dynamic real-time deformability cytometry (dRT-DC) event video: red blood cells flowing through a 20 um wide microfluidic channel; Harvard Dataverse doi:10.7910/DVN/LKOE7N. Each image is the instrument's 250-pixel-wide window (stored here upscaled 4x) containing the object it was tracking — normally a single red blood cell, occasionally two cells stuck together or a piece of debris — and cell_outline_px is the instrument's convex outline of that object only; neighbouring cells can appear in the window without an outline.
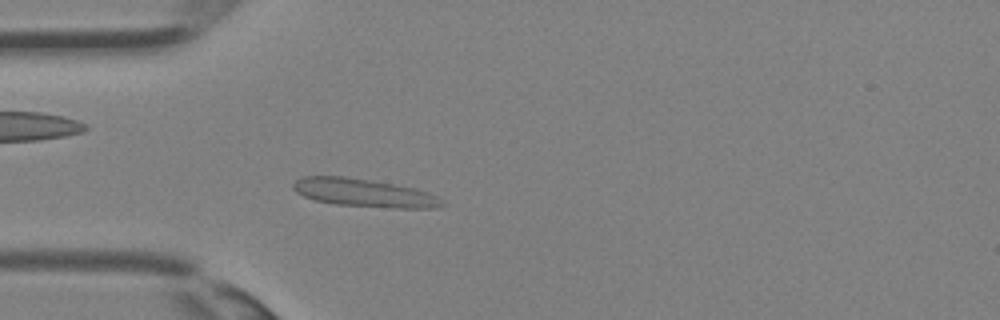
{"species": "Egyptian fruit bat (a non-hibernating species)", "species_latin": "Rousettus aegyptiacus", "temperature_condition": "room temperature", "stored_images_in_passage": 34, "camera_frame_rate_fps": 3000, "um_per_image_px": 0.085, "animal": {"sex": "female"}, "frame": {"image": 1, "passage_image": 9, "time_ms": 2.667, "image_size_px": [1000, 320], "cell_outline_px": [[444, 204], [436, 208], [396, 208], [336, 204], [316, 200], [304, 196], [296, 192], [292, 188], [292, 184], [296, 180], [304, 176], [344, 176], [416, 188], [436, 196]], "centroid_in_image_um": [30.9, 16.39], "position_along_channel_um": 54.1, "area_um2": 23.99}}
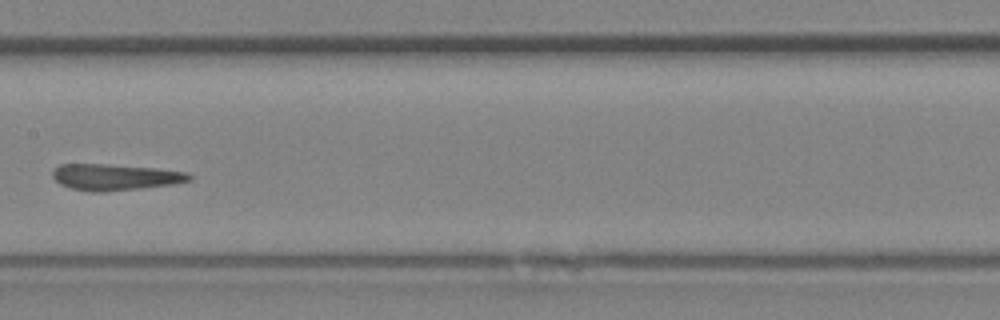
{"frame": {"image": 2, "passage_image": 17, "time_ms": 5.333, "image_size_px": [1000, 320], "cell_outline_px": [[192, 180], [172, 184], [140, 188], [104, 192], [92, 192], [72, 188], [60, 184], [52, 176], [52, 172], [60, 164], [104, 164], [156, 168], [188, 172], [192, 176]], "centroid_in_image_um": [9.79, 15.05], "position_along_channel_um": 197.6, "area_um2": 20.81}}
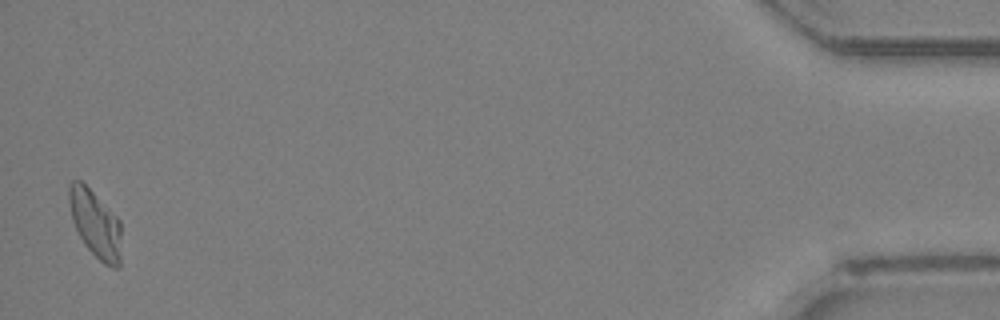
{"frame": {"image": 3, "passage_image": 34, "time_ms": 11.0, "image_size_px": [1000, 320], "cell_outline_px": [[120, 268], [112, 268], [104, 264], [84, 244], [72, 220], [68, 200], [68, 184], [72, 180], [80, 180], [120, 220]], "centroid_in_image_um": [8.09, 19.03], "position_along_channel_um": 427.1, "area_um2": 20.29}}